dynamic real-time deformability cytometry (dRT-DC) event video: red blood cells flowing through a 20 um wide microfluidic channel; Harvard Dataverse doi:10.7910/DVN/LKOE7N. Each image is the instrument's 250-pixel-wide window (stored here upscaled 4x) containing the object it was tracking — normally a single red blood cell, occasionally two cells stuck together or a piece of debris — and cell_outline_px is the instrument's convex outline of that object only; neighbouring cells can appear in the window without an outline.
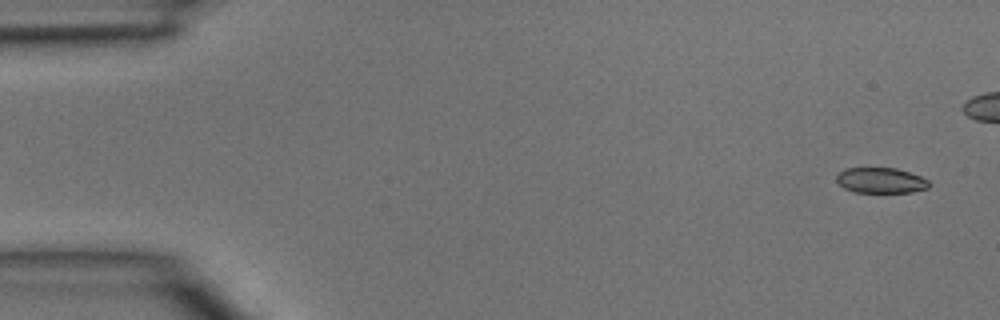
{"species": "common noctule bat (a hibernating species)", "species_latin": "Nyctalus noctula", "temperature_condition": "room temperature", "stored_images_in_passage": 5, "camera_frame_rate_fps": 3000, "um_per_image_px": 0.085, "animal": {"sex": "male", "body_mass_g": 15.6}, "frame": {"image": 1, "passage_image": 1, "time_ms": 0.0, "image_size_px": [1000, 320], "cell_outline_px": [[928, 188], [912, 192], [856, 192], [844, 188], [836, 180], [836, 176], [844, 168], [896, 168], [920, 176], [928, 180]], "centroid_in_image_um": [74.85, 15.33], "position_along_channel_um": 10.1, "area_um2": 13.58}}